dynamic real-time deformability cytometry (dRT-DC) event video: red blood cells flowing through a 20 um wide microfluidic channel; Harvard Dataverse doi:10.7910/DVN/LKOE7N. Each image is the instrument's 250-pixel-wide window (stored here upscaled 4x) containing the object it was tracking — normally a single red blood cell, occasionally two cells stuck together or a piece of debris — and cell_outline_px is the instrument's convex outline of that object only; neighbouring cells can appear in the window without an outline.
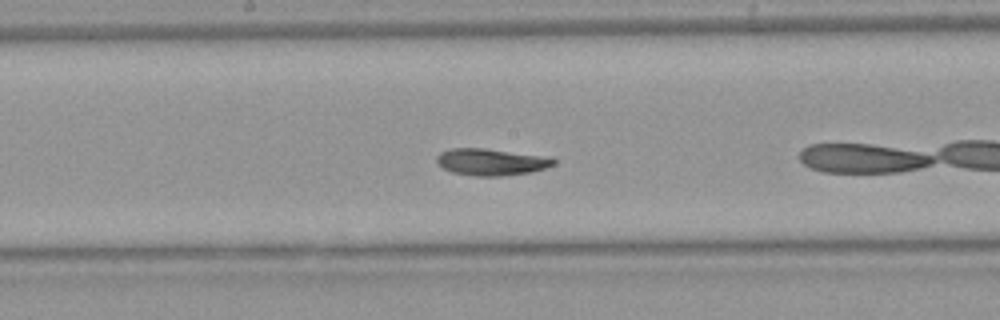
{"species": "Egyptian fruit bat (a non-hibernating species)", "species_latin": "Rousettus aegyptiacus", "temperature_condition": "warm", "stored_images_in_passage": 37, "camera_frame_rate_fps": 3000, "um_per_image_px": 0.085, "animal": {"sex": "female"}, "frame": {"image": 1, "passage_image": 11, "time_ms": 3.333, "image_size_px": [1000, 320], "cell_outline_px": [[556, 164], [532, 172], [504, 176], [476, 176], [452, 172], [444, 168], [436, 160], [436, 156], [440, 152], [452, 148], [484, 148], [552, 156], [556, 160]], "centroid_in_image_um": [41.82, 13.76], "position_along_channel_um": 206.4, "area_um2": 18.5}, "authors_computed_cell_mechanics": {"area_um2": 18.1492, "velocity_mm_per_s": 3.8793, "shape_relaxation_time_tau1_ms": 4.7315, "shape_relaxation_time_tau2_ms": null, "deformation_change_tau1": 0.1236, "deformation_change_tau2": null}}